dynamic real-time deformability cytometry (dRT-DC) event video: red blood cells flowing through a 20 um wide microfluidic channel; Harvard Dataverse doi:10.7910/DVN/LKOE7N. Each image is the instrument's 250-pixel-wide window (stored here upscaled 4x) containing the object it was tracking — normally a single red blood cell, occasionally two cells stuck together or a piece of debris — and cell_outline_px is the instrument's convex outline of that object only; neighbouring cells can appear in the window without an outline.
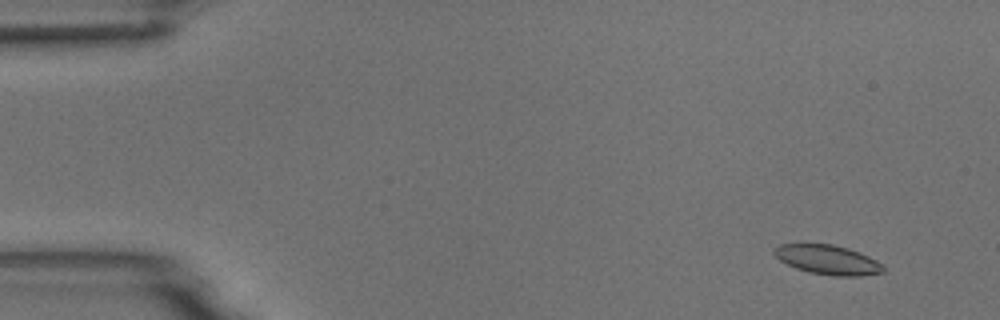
{"species": "common noctule bat (a hibernating species)", "species_latin": "Nyctalus noctula", "temperature_condition": "room temperature", "stored_images_in_passage": 52, "camera_frame_rate_fps": 3000, "um_per_image_px": 0.085, "animal": {"sex": "male", "body_mass_g": 18.8}, "frame": {"image": 1, "passage_image": 1, "time_ms": 0.0, "image_size_px": [1000, 320], "cell_outline_px": [[884, 272], [860, 276], [836, 276], [808, 272], [796, 268], [780, 260], [772, 252], [772, 248], [780, 244], [832, 244], [848, 248], [860, 252], [876, 260], [884, 268]], "centroid_in_image_um": [70.34, 22.07], "position_along_channel_um": 14.7, "area_um2": 18.67}}
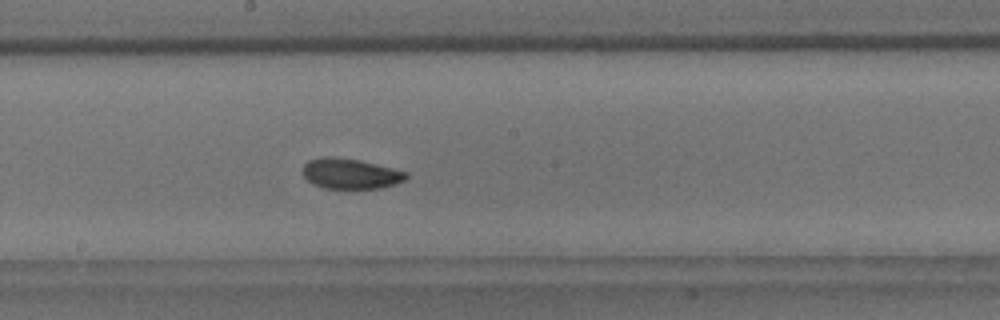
{"frame": {"image": 2, "passage_image": 27, "time_ms": 8.667, "image_size_px": [1000, 320], "cell_outline_px": [[408, 176], [404, 180], [396, 184], [380, 188], [324, 188], [308, 180], [304, 176], [304, 164], [308, 160], [320, 156], [332, 156], [360, 160], [408, 172]], "centroid_in_image_um": [29.8, 14.74], "position_along_channel_um": 218.4, "area_um2": 18.21}}
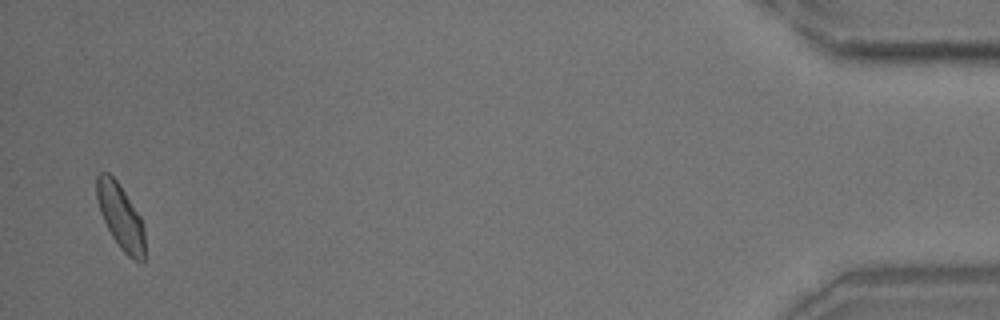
{"frame": {"image": 3, "passage_image": 51, "time_ms": 16.667, "image_size_px": [1000, 320], "cell_outline_px": [[144, 260], [136, 260], [128, 256], [120, 248], [112, 236], [100, 212], [96, 196], [96, 176], [100, 172], [108, 172], [116, 180], [140, 216], [144, 228]], "centroid_in_image_um": [10.23, 18.39], "position_along_channel_um": 425.0, "area_um2": 17.92}, "authors_computed_cell_mechanics": {"area_um2": 18.496, "velocity_mm_per_s": 3.6466, "shape_relaxation_time_tau1_ms": 3.2536, "shape_relaxation_time_tau2_ms": 0.7945, "deformation_change_tau1": 0.0689, "deformation_change_tau2": 0.0335}}